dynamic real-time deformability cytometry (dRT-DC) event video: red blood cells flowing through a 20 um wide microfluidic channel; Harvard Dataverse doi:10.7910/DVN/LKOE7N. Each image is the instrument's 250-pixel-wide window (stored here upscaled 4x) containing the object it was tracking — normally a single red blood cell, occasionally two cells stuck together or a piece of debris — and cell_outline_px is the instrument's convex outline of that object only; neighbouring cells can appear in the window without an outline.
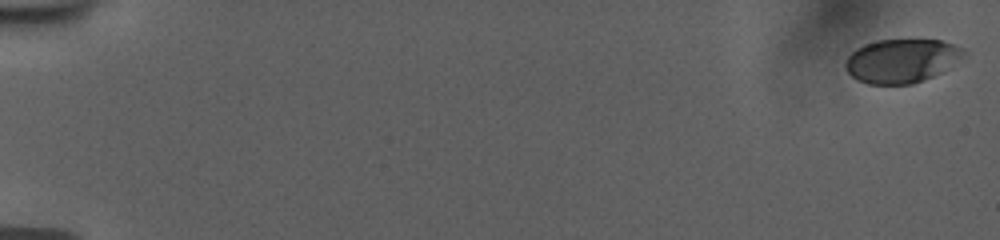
{"species": "human", "species_latin": "Homo sapiens", "temperature_condition": "room temperature", "stored_images_in_passage": 57, "camera_frame_rate_fps": 3000, "um_per_image_px": 0.085, "donor": {"sex": "female"}, "frame": {"image": 1, "passage_image": 1, "time_ms": 0.0, "image_size_px": [1000, 240], "cell_outline_px": [[968, 52], [964, 56], [944, 72], [924, 80], [912, 84], [868, 84], [856, 80], [844, 68], [844, 64], [848, 56], [856, 48], [864, 44], [876, 40], [940, 40], [964, 48]], "centroid_in_image_um": [76.65, 5.17], "position_along_channel_um": 8.4, "area_um2": 30.52}}
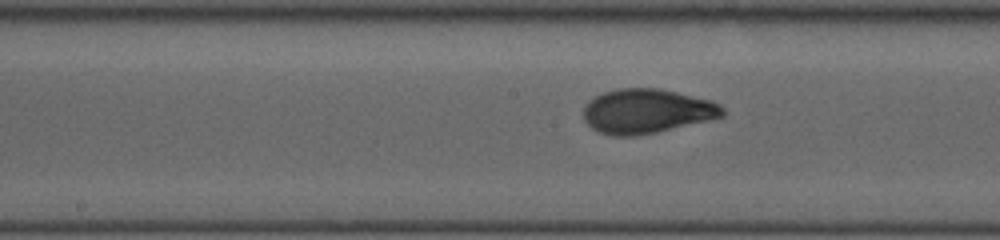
{"frame": {"image": 2, "passage_image": 31, "time_ms": 10.0, "image_size_px": [1000, 240], "cell_outline_px": [[724, 116], [708, 120], [656, 132], [636, 136], [612, 136], [600, 132], [592, 128], [584, 120], [584, 108], [596, 96], [604, 92], [616, 88], [660, 88], [712, 100], [720, 104], [724, 108]], "centroid_in_image_um": [55.0, 9.44], "position_along_channel_um": 193.2, "area_um2": 35.89}}
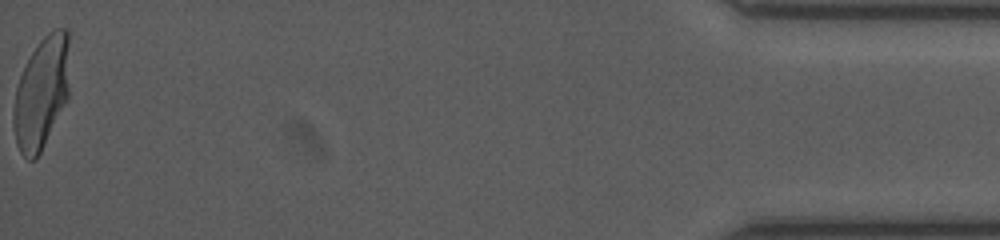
{"frame": {"image": 3, "passage_image": 57, "time_ms": 18.667, "image_size_px": [1000, 240], "cell_outline_px": [[68, 96], [36, 160], [28, 160], [20, 152], [16, 144], [12, 124], [12, 112], [16, 88], [20, 76], [32, 52], [40, 40], [48, 32], [56, 28], [68, 28]], "centroid_in_image_um": [3.49, 7.9], "position_along_channel_um": 431.7, "area_um2": 36.3}, "authors_computed_cell_mechanics": {"area_um2": 35.0846, "velocity_mm_per_s": 3.7434, "shape_relaxation_time_tau1_ms": 4.5442, "shape_relaxation_time_tau2_ms": null, "deformation_change_tau1": 0.1953, "deformation_change_tau2": null}}